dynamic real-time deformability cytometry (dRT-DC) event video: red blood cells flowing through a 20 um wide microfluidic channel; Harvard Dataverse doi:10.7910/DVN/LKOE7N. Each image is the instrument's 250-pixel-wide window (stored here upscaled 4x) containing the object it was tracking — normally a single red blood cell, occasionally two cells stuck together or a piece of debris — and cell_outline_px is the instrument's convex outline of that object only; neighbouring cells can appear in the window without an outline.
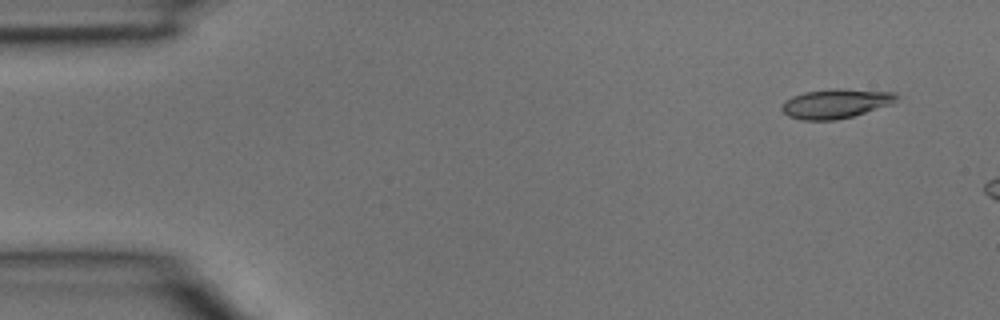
{"species": "common noctule bat (a hibernating species)", "species_latin": "Nyctalus noctula", "temperature_condition": "room temperature", "stored_images_in_passage": 2, "camera_frame_rate_fps": 3000, "um_per_image_px": 0.085, "animal": {"sex": "male", "body_mass_g": 15.6}, "frame": {"image": 1, "passage_image": 1, "time_ms": 0.0, "image_size_px": [1000, 320], "cell_outline_px": [[900, 96], [892, 104], [852, 116], [836, 120], [800, 120], [788, 116], [780, 108], [784, 100], [792, 96], [804, 92], [836, 88], [840, 88], [896, 92]], "centroid_in_image_um": [71.03, 8.79], "position_along_channel_um": 14.0, "area_um2": 19.83}}